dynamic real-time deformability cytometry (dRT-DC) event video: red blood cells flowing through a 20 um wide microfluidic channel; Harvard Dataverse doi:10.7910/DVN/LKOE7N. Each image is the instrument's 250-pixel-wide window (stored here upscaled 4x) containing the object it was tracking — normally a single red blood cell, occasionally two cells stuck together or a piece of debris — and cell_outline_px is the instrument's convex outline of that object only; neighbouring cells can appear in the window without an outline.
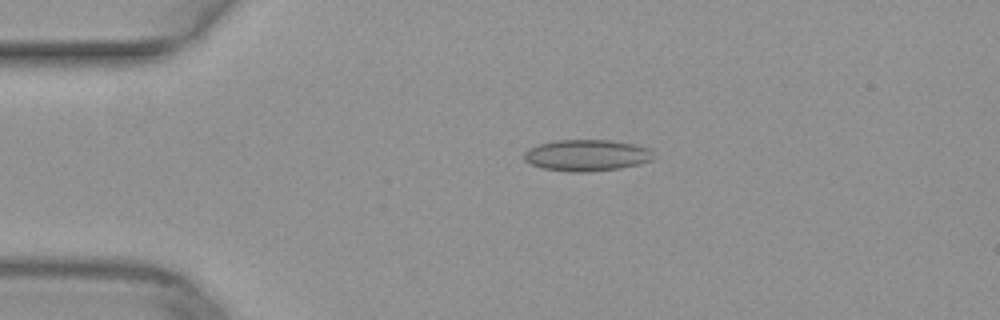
{"species": "common noctule bat (a hibernating species)", "species_latin": "Nyctalus noctula", "temperature_condition": "warm", "stored_images_in_passage": 41, "camera_frame_rate_fps": 3000, "um_per_image_px": 0.085, "animal": {"sex": "female", "body_mass_g": 29.2, "forearm_length_mm": 56.3}, "frame": {"image": 1, "passage_image": 2, "time_ms": 0.333, "image_size_px": [1000, 320], "cell_outline_px": [[652, 160], [640, 164], [620, 168], [588, 172], [580, 172], [544, 168], [532, 164], [524, 160], [524, 152], [528, 148], [540, 144], [556, 140], [612, 140], [636, 144], [652, 148]], "centroid_in_image_um": [49.92, 13.19], "position_along_channel_um": 35.1, "area_um2": 23.7}}
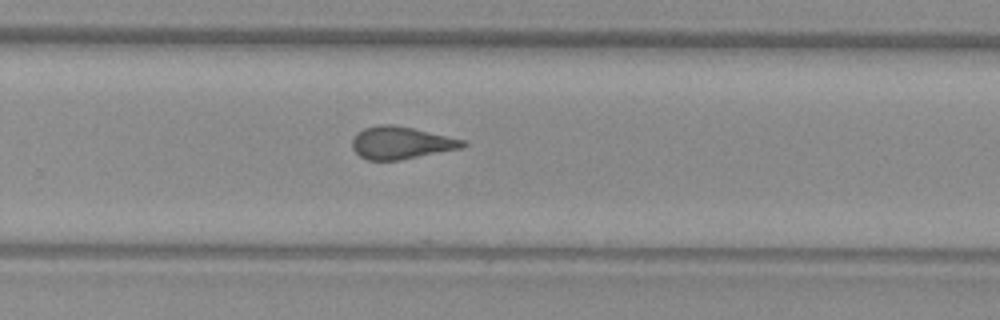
{"frame": {"image": 2, "passage_image": 24, "time_ms": 7.667, "image_size_px": [1000, 320], "cell_outline_px": [[468, 144], [460, 148], [400, 160], [368, 160], [360, 156], [352, 148], [352, 140], [356, 132], [364, 128], [380, 124], [392, 124], [412, 128], [464, 140]], "centroid_in_image_um": [34.04, 12.13], "position_along_channel_um": 295.8, "area_um2": 20.69}}
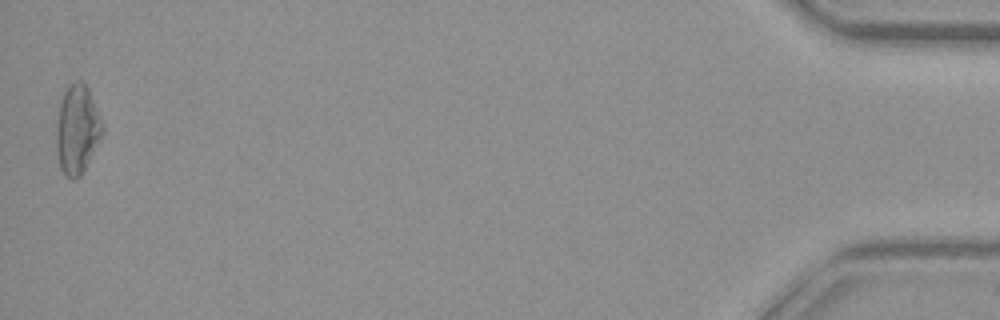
{"frame": {"image": 3, "passage_image": 41, "time_ms": 13.333, "image_size_px": [1000, 320], "cell_outline_px": [[104, 132], [80, 176], [72, 180], [60, 168], [56, 148], [56, 128], [60, 100], [68, 84], [76, 80], [80, 80], [88, 88], [104, 124]], "centroid_in_image_um": [6.56, 10.97], "position_along_channel_um": 428.6, "area_um2": 23.87}}